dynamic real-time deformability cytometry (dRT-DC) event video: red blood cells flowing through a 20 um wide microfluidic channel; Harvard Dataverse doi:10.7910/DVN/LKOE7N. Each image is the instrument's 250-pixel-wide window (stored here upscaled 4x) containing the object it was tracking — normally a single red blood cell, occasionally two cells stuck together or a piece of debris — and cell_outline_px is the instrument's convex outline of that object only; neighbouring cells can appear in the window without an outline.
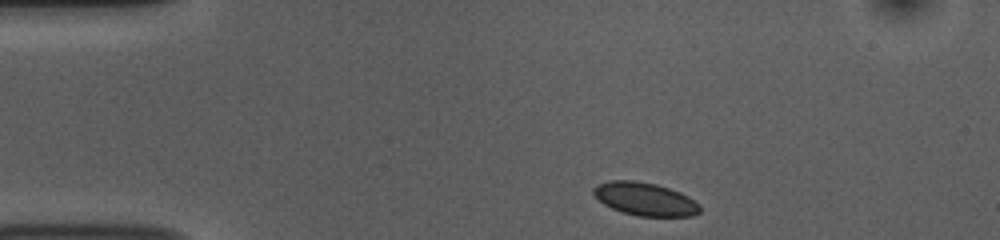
{"species": "common noctule bat (a hibernating species)", "species_latin": "Nyctalus noctula", "temperature_condition": "room temperature", "stored_images_in_passage": 45, "camera_frame_rate_fps": 3000, "um_per_image_px": 0.085, "animal": {"sex": "female", "body_mass_g": 10.0, "forearm_length_mm": 53.1}, "frame": {"image": 1, "passage_image": 1, "time_ms": 0.0, "image_size_px": [1000, 240], "cell_outline_px": [[700, 212], [692, 216], [636, 216], [612, 208], [604, 204], [592, 192], [592, 188], [596, 184], [608, 180], [636, 180], [656, 184], [680, 192], [688, 196], [700, 204]], "centroid_in_image_um": [54.82, 16.91], "position_along_channel_um": 30.2, "area_um2": 20.58}}
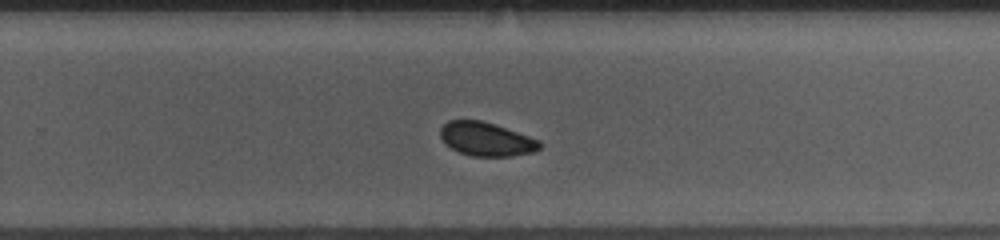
{"frame": {"image": 2, "passage_image": 26, "time_ms": 8.333, "image_size_px": [1000, 240], "cell_outline_px": [[540, 148], [532, 152], [512, 156], [472, 156], [460, 152], [444, 144], [440, 136], [440, 128], [448, 120], [480, 120], [496, 124], [540, 140]], "centroid_in_image_um": [41.31, 11.82], "position_along_channel_um": 288.5, "area_um2": 19.54}}
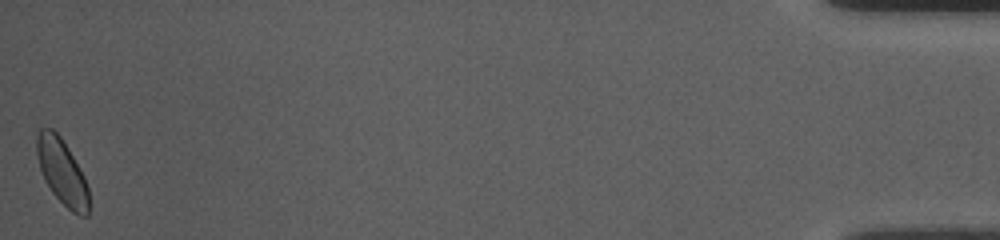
{"frame": {"image": 3, "passage_image": 45, "time_ms": 14.667, "image_size_px": [1000, 240], "cell_outline_px": [[88, 216], [80, 216], [72, 212], [52, 192], [44, 180], [36, 156], [36, 136], [40, 128], [52, 128], [60, 136], [68, 148], [84, 176], [88, 188]], "centroid_in_image_um": [5.25, 14.58], "position_along_channel_um": 430.0, "area_um2": 19.77}, "authors_computed_cell_mechanics": {"area_um2": 20.1144, "velocity_mm_per_s": 3.705, "shape_relaxation_time_tau1_ms": 0.7719, "shape_relaxation_time_tau2_ms": null, "deformation_change_tau1": 0.0508, "deformation_change_tau2": null}}